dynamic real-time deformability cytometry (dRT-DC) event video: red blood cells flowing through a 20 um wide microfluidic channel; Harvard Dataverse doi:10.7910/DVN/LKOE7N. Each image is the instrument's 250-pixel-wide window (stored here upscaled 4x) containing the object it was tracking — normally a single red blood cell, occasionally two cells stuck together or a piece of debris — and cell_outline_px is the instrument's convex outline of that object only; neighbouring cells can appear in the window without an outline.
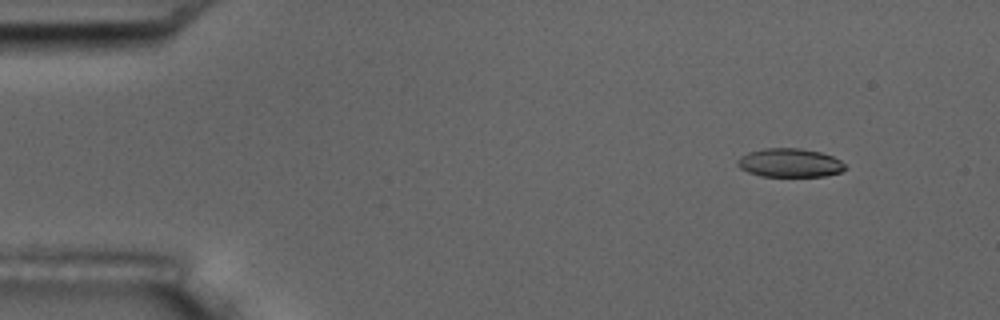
{"species": "common noctule bat (a hibernating species)", "species_latin": "Nyctalus noctula", "temperature_condition": "room temperature", "stored_images_in_passage": 3, "camera_frame_rate_fps": 3000, "um_per_image_px": 0.085, "animal": {"sex": "male", "body_mass_g": 17.5, "forearm_length_mm": 52.3}, "frame": {"image": 1, "passage_image": 1, "time_ms": 0.0, "image_size_px": [1000, 320], "cell_outline_px": [[848, 168], [840, 172], [824, 176], [760, 176], [748, 172], [740, 168], [736, 164], [736, 160], [740, 156], [748, 152], [764, 148], [800, 148], [820, 152], [832, 156], [840, 160]], "centroid_in_image_um": [67.11, 13.84], "position_along_channel_um": 17.9, "area_um2": 18.09}}
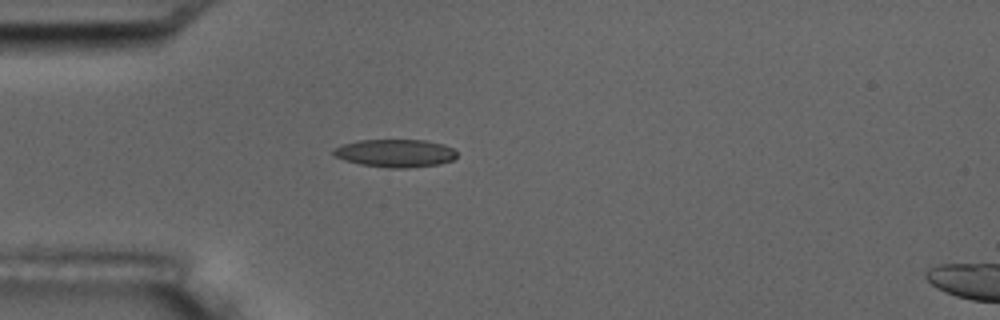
{"frame": {"image": 2, "passage_image": 3, "time_ms": 3.333, "image_size_px": [1000, 320], "cell_outline_px": [[456, 156], [452, 160], [440, 164], [408, 168], [388, 168], [360, 164], [344, 160], [336, 156], [332, 152], [332, 148], [340, 144], [360, 140], [424, 140], [444, 144], [452, 148], [456, 152]], "centroid_in_image_um": [33.57, 13.02], "position_along_channel_um": 51.4, "area_um2": 20.17}}